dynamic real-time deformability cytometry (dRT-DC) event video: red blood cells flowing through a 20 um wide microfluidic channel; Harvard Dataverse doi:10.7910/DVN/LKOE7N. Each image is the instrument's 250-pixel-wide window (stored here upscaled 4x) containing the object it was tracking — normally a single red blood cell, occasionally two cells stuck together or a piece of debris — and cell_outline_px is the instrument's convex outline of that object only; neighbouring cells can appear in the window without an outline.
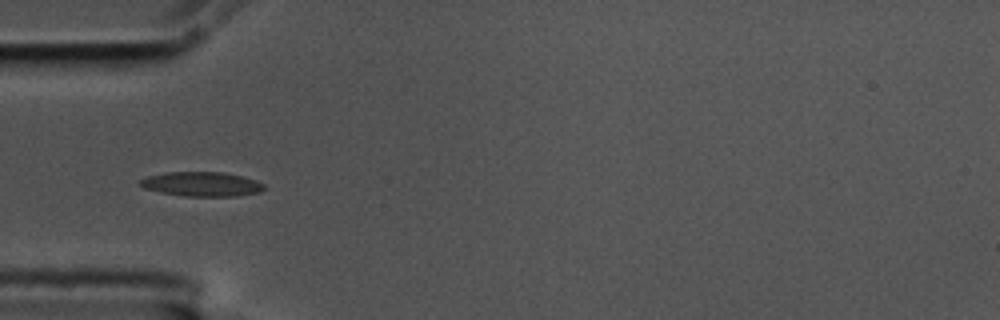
{"species": "common noctule bat (a hibernating species)", "species_latin": "Nyctalus noctula", "temperature_condition": "cold", "stored_images_in_passage": 40, "camera_frame_rate_fps": 3000, "um_per_image_px": 0.085, "animal": {"sex": "male", "body_mass_g": 17.5, "forearm_length_mm": 52.3}, "frame": {"image": 1, "passage_image": 1, "time_ms": 0.0, "image_size_px": [1000, 320], "cell_outline_px": [[264, 188], [260, 192], [236, 196], [184, 196], [160, 192], [144, 188], [136, 184], [140, 180], [148, 176], [168, 172], [224, 172], [244, 176], [256, 180], [264, 184]], "centroid_in_image_um": [17.14, 15.64], "position_along_channel_um": 67.9, "area_um2": 17.74}}
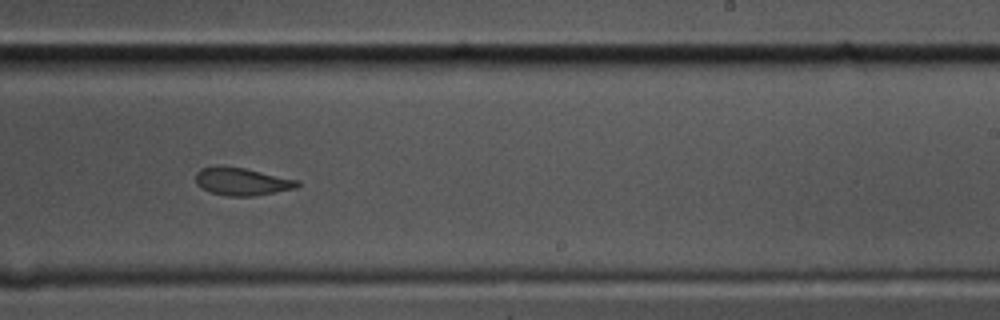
{"frame": {"image": 2, "passage_image": 18, "time_ms": 5.667, "image_size_px": [1000, 320], "cell_outline_px": [[300, 184], [296, 188], [276, 192], [252, 196], [228, 196], [212, 192], [200, 188], [196, 184], [196, 172], [200, 168], [244, 168], [300, 180]], "centroid_in_image_um": [20.6, 15.46], "position_along_channel_um": 268.4, "area_um2": 16.01}}
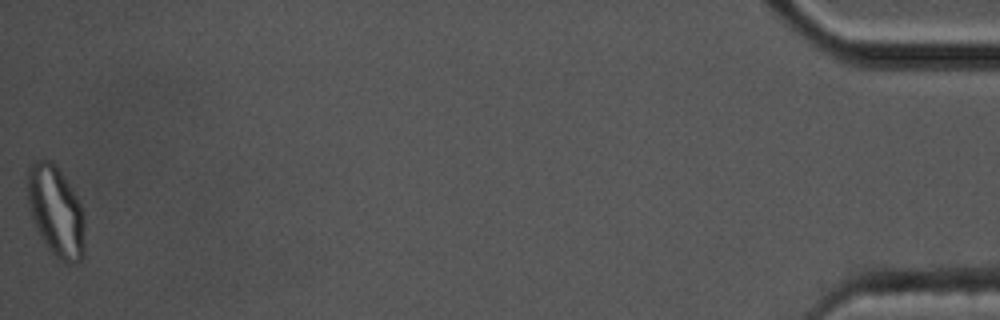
{"frame": {"image": 3, "passage_image": 40, "time_ms": 13.0, "image_size_px": [1000, 320], "cell_outline_px": [[84, 256], [76, 264], [68, 264], [60, 260], [44, 244], [36, 228], [28, 208], [28, 168], [36, 160], [52, 160], [56, 164], [72, 188], [80, 204], [84, 216]], "centroid_in_image_um": [4.76, 17.98], "position_along_channel_um": 430.4, "area_um2": 30.4}, "authors_computed_cell_mechanics": {"area_um2": 17.051, "velocity_mm_per_s": 3.5524, "shape_relaxation_time_tau1_ms": null, "shape_relaxation_time_tau2_ms": 2.0593, "deformation_change_tau1": null, "deformation_change_tau2": 0.0694}}